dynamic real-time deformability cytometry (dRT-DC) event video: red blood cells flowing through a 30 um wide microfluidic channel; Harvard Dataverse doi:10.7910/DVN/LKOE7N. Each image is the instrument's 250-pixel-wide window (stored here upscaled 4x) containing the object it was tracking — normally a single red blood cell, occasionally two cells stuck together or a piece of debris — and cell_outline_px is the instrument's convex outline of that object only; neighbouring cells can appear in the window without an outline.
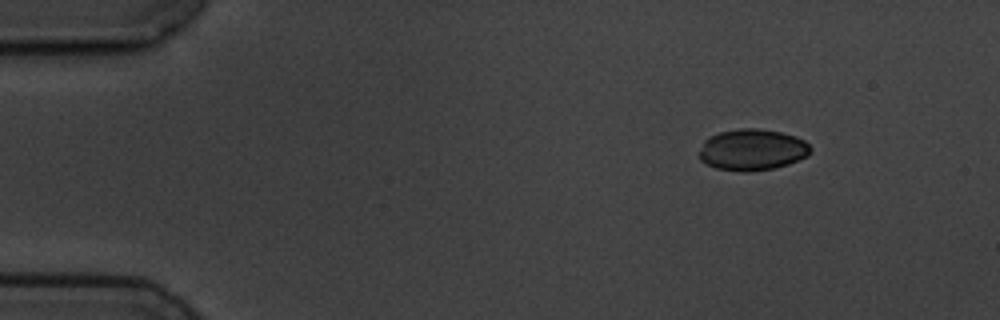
{"species": "common noctule bat (a hibernating species)", "species_latin": "Nyctalus noctula", "temperature_condition": "cold", "stored_images_in_passage": 3, "camera_frame_rate_fps": 3000, "um_per_image_px": 0.085, "animal": {"sex": "male", "body_mass_g": 19.5, "forearm_length_mm": 54.6}, "frame": {"image": 1, "passage_image": 1, "time_ms": 0.0, "image_size_px": [1000, 320], "cell_outline_px": [[812, 152], [808, 156], [788, 164], [772, 168], [744, 172], [740, 172], [716, 168], [700, 160], [696, 156], [704, 140], [708, 136], [720, 132], [740, 128], [760, 128], [780, 132], [796, 136], [804, 140], [812, 148]], "centroid_in_image_um": [63.92, 12.72], "position_along_channel_um": 21.1, "area_um2": 27.11}}
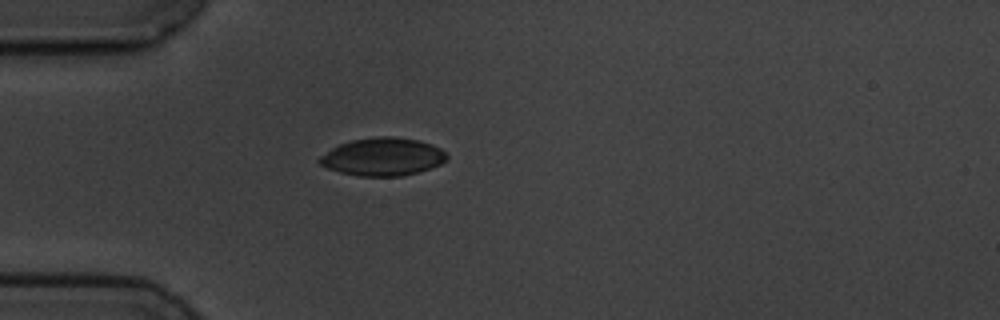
{"frame": {"image": 2, "passage_image": 3, "time_ms": 3.0, "image_size_px": [1000, 320], "cell_outline_px": [[448, 160], [440, 164], [416, 172], [400, 176], [360, 176], [340, 172], [328, 168], [320, 164], [316, 160], [320, 156], [332, 148], [340, 144], [352, 140], [376, 136], [392, 136], [420, 140], [432, 144], [440, 148], [448, 156]], "centroid_in_image_um": [32.53, 13.31], "position_along_channel_um": 52.5, "area_um2": 28.03}}